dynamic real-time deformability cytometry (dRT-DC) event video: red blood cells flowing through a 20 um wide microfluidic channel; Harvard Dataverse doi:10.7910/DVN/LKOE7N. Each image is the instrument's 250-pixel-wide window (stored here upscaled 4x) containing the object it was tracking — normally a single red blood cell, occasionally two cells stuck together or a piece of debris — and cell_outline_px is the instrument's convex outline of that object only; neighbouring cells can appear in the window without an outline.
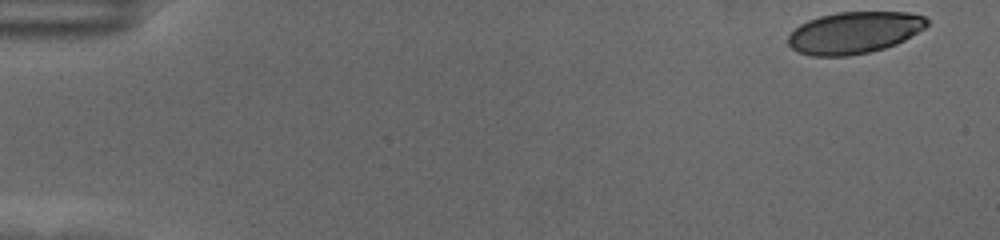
{"species": "human", "species_latin": "Homo sapiens", "temperature_condition": "cold", "stored_images_in_passage": 56, "camera_frame_rate_fps": 3000, "um_per_image_px": 0.085, "donor": {"sex": "female"}, "frame": {"image": 1, "passage_image": 1, "time_ms": 0.0, "image_size_px": [1000, 240], "cell_outline_px": [[928, 24], [924, 28], [904, 40], [896, 44], [884, 48], [868, 52], [848, 56], [812, 56], [796, 52], [788, 44], [788, 36], [800, 24], [808, 20], [820, 16], [836, 12], [908, 12], [924, 16], [928, 20]], "centroid_in_image_um": [72.59, 2.77], "position_along_channel_um": 12.4, "area_um2": 33.81}}
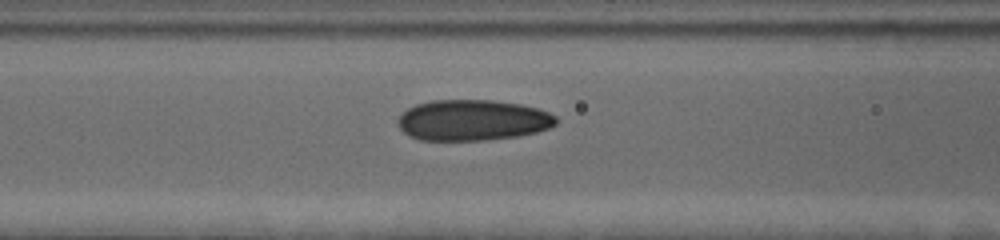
{"frame": {"image": 2, "passage_image": 23, "time_ms": 7.333, "image_size_px": [1000, 240], "cell_outline_px": [[556, 124], [548, 128], [536, 132], [520, 136], [484, 140], [420, 140], [408, 136], [396, 124], [396, 120], [408, 108], [416, 104], [432, 100], [492, 100], [520, 104], [536, 108], [548, 112], [556, 116]], "centroid_in_image_um": [40.14, 10.22], "position_along_channel_um": 126.5, "area_um2": 37.74}}
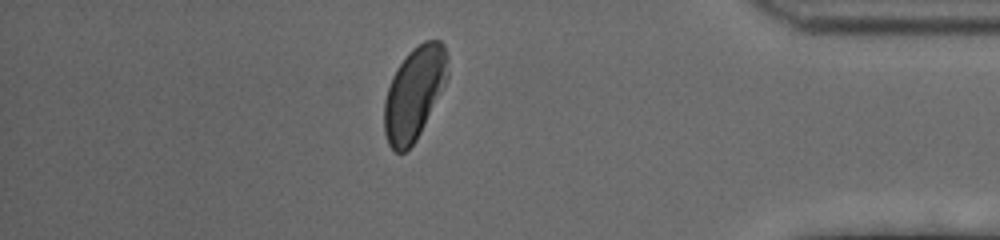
{"frame": {"image": 3, "passage_image": 49, "time_ms": 16.0, "image_size_px": [1000, 240], "cell_outline_px": [[448, 76], [416, 140], [404, 152], [396, 152], [388, 144], [384, 132], [384, 100], [392, 76], [396, 68], [408, 52], [412, 48], [424, 40], [440, 40], [444, 44], [448, 56]], "centroid_in_image_um": [35.2, 7.88], "position_along_channel_um": 400.0, "area_um2": 34.04}, "authors_computed_cell_mechanics": {"area_um2": 35.8649, "velocity_mm_per_s": 3.5105, "shape_relaxation_time_tau1_ms": 4.9828, "shape_relaxation_time_tau2_ms": 1.2441, "deformation_change_tau1": 0.1261, "deformation_change_tau2": 0.0666}}